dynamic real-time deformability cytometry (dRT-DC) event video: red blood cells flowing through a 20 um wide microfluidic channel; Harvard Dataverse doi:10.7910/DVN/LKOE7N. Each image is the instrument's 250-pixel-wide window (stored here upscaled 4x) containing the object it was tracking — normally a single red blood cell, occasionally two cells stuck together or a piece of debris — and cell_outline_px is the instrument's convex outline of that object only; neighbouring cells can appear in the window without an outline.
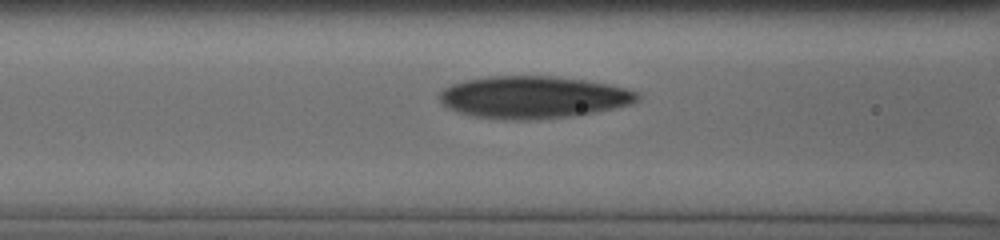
{"species": "human", "species_latin": "Homo sapiens", "temperature_condition": "cold", "stored_images_in_passage": 6, "camera_frame_rate_fps": 3000, "um_per_image_px": 0.085, "donor": {"sex": "male"}, "frame": {"image": 1, "passage_image": 4, "time_ms": 1.333, "image_size_px": [1000, 240], "cell_outline_px": [[640, 100], [632, 104], [576, 116], [528, 120], [508, 120], [472, 116], [448, 108], [440, 100], [440, 92], [444, 88], [452, 84], [464, 80], [492, 76], [556, 76], [584, 80], [608, 84], [640, 92]], "centroid_in_image_um": [45.36, 8.27], "position_along_channel_um": 121.2, "area_um2": 48.84}}